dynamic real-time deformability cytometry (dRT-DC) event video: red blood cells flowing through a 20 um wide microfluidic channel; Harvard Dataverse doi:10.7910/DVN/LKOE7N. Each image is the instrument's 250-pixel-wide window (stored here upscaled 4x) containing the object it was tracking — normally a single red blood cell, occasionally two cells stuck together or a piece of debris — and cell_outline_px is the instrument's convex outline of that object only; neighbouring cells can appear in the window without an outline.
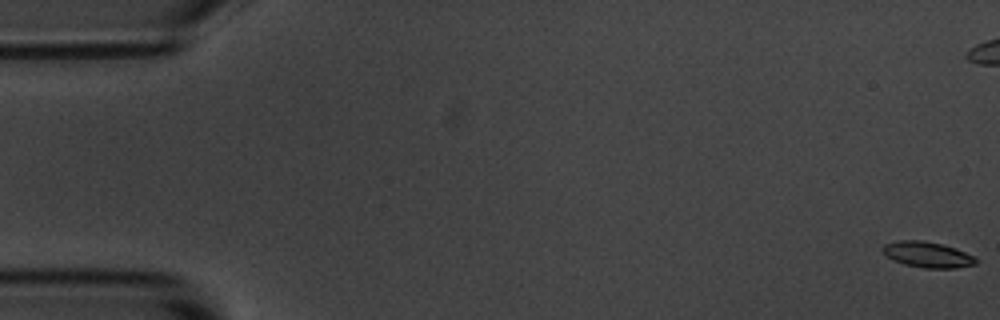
{"species": "common noctule bat (a hibernating species)", "species_latin": "Nyctalus noctula", "temperature_condition": "room temperature", "stored_images_in_passage": 57, "camera_frame_rate_fps": 3000, "um_per_image_px": 0.085, "animal": {"sex": "male", "body_mass_g": 20.1, "forearm_length_mm": 53.5}, "frame": {"image": 1, "passage_image": 1, "time_ms": 0.0, "image_size_px": [1000, 320], "cell_outline_px": [[976, 264], [956, 268], [924, 268], [904, 264], [888, 256], [880, 248], [884, 244], [896, 240], [920, 240], [940, 244], [956, 248], [972, 256], [976, 260]], "centroid_in_image_um": [78.81, 21.63], "position_along_channel_um": 6.2, "area_um2": 13.76}}
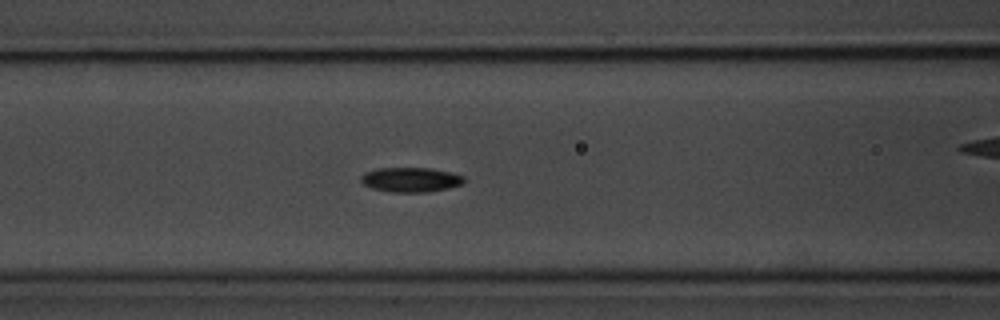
{"frame": {"image": 2, "passage_image": 23, "time_ms": 7.333, "image_size_px": [1000, 320], "cell_outline_px": [[464, 180], [460, 184], [448, 188], [428, 192], [392, 192], [372, 188], [364, 184], [360, 180], [360, 176], [364, 172], [376, 168], [432, 168], [452, 172], [464, 176]], "centroid_in_image_um": [34.89, 15.26], "position_along_channel_um": 131.7, "area_um2": 14.85}}
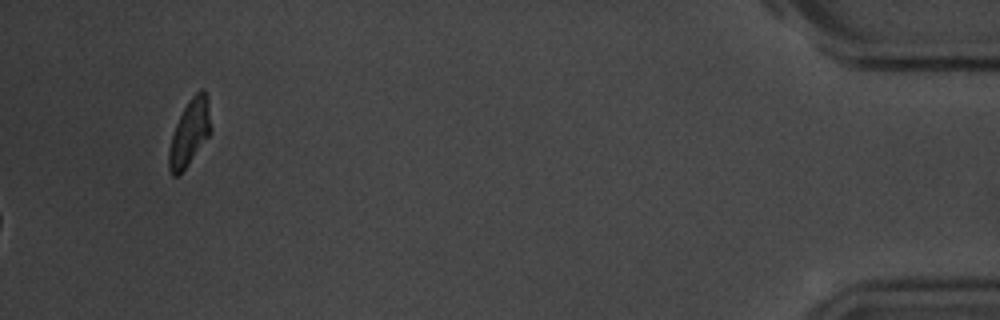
{"frame": {"image": 3, "passage_image": 57, "time_ms": 18.667, "image_size_px": [1000, 320], "cell_outline_px": [[212, 132], [188, 164], [176, 176], [172, 176], [168, 168], [168, 148], [176, 124], [184, 108], [192, 96], [200, 88], [204, 88], [208, 96], [212, 128]], "centroid_in_image_um": [16.14, 11.24], "position_along_channel_um": 419.1, "area_um2": 16.24}, "authors_computed_cell_mechanics": {"area_um2": 14.0454, "velocity_mm_per_s": 3.6686, "shape_relaxation_time_tau1_ms": 1.5165, "shape_relaxation_time_tau2_ms": 6.3331, "deformation_change_tau1": 0.1028, "deformation_change_tau2": 0.1179}}